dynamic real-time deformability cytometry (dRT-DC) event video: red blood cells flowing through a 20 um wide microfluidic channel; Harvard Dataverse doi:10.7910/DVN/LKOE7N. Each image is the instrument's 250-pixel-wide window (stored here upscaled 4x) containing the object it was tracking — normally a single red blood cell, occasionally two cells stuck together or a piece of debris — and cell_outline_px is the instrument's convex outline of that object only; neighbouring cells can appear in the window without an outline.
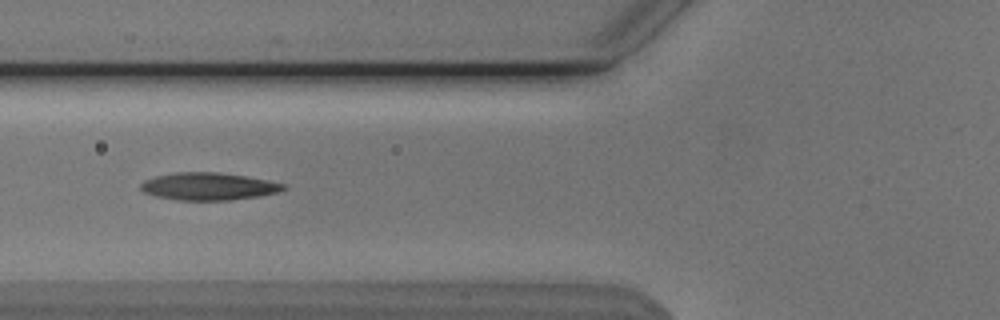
{"species": "Egyptian fruit bat (a non-hibernating species)", "species_latin": "Rousettus aegyptiacus", "temperature_condition": "cold", "stored_images_in_passage": 13, "camera_frame_rate_fps": 3000, "um_per_image_px": 0.085, "animal": {"sex": "male"}, "frame": {"image": 1, "passage_image": 6, "time_ms": 1.667, "image_size_px": [1000, 320], "cell_outline_px": [[288, 188], [276, 192], [260, 196], [232, 200], [176, 200], [156, 196], [144, 192], [140, 188], [140, 184], [144, 180], [156, 176], [176, 172], [216, 172], [244, 176], [268, 180], [284, 184]], "centroid_in_image_um": [17.71, 15.84], "position_along_channel_um": 108.1, "area_um2": 22.77}}